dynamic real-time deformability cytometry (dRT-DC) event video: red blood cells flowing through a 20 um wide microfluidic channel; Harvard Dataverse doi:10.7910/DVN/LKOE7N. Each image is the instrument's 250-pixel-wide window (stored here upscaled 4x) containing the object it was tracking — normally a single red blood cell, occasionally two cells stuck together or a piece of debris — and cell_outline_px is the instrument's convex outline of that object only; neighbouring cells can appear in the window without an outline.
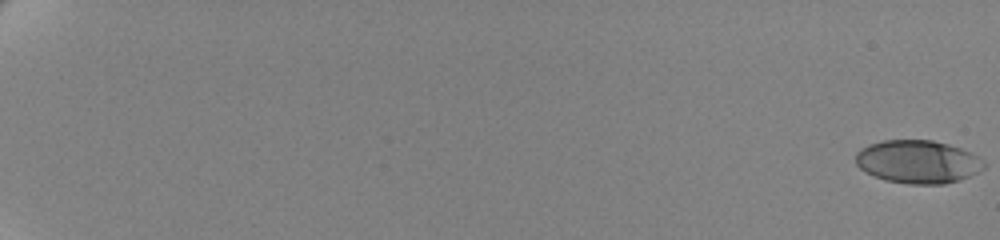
{"species": "human", "species_latin": "Homo sapiens", "temperature_condition": "cold", "stored_images_in_passage": 63, "camera_frame_rate_fps": 3000, "um_per_image_px": 0.085, "donor": {"sex": "female"}, "frame": {"image": 1, "passage_image": 1, "time_ms": 0.0, "image_size_px": [1000, 240], "cell_outline_px": [[984, 168], [960, 180], [944, 184], [908, 184], [884, 180], [860, 168], [856, 164], [856, 152], [860, 148], [868, 144], [884, 140], [932, 140], [948, 144], [972, 152], [984, 160]], "centroid_in_image_um": [78.02, 13.74], "position_along_channel_um": 7.0, "area_um2": 32.25}}
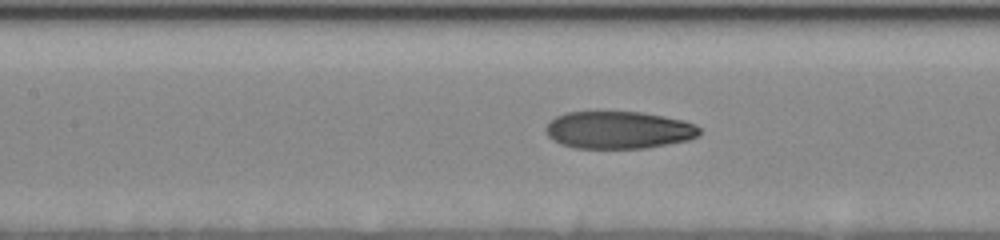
{"frame": {"image": 2, "passage_image": 34, "time_ms": 11.0, "image_size_px": [1000, 240], "cell_outline_px": [[700, 136], [688, 140], [644, 148], [572, 148], [560, 144], [552, 140], [548, 136], [544, 128], [556, 116], [568, 112], [640, 112], [664, 116], [684, 120], [696, 124], [700, 128]], "centroid_in_image_um": [52.59, 11.05], "position_along_channel_um": 154.8, "area_um2": 33.64}}
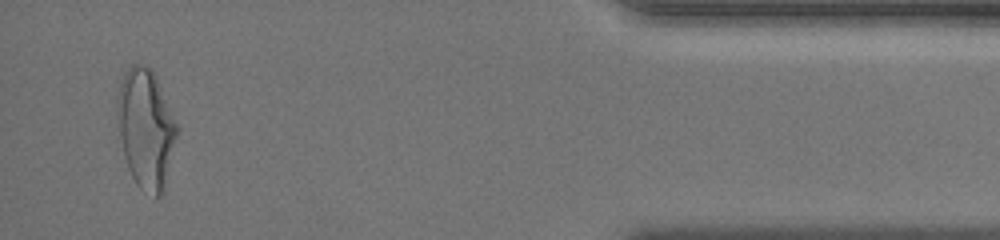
{"frame": {"image": 3, "passage_image": 61, "time_ms": 20.0, "image_size_px": [1000, 240], "cell_outline_px": [[176, 136], [164, 192], [160, 196], [156, 196], [140, 188], [136, 184], [128, 168], [124, 156], [120, 136], [116, 104], [116, 100], [120, 80], [124, 72], [132, 64], [144, 64], [152, 68], [156, 76], [176, 124]], "centroid_in_image_um": [12.37, 10.89], "position_along_channel_um": 422.8, "area_um2": 40.98}, "authors_computed_cell_mechanics": {"area_um2": 33.524, "velocity_mm_per_s": 3.4957, "shape_relaxation_time_tau1_ms": 5.1765, "shape_relaxation_time_tau2_ms": 1.4815, "deformation_change_tau1": 0.1814, "deformation_change_tau2": 0.082}}